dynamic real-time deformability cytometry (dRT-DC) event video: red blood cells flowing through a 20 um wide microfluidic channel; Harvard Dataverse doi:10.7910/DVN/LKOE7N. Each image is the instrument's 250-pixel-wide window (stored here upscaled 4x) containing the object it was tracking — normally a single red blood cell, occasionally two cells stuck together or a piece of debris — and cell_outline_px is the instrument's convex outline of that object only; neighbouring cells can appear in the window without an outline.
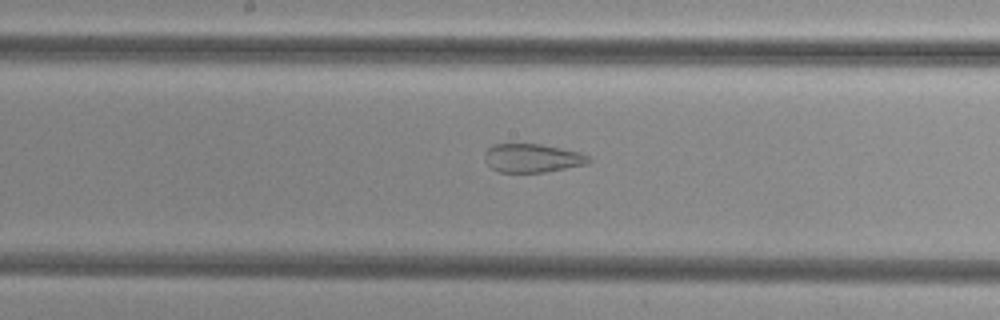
{"species": "common noctule bat (a hibernating species)", "species_latin": "Nyctalus noctula", "temperature_condition": "cold", "stored_images_in_passage": 38, "camera_frame_rate_fps": 3000, "um_per_image_px": 0.085, "animal": {"sex": "female", "body_mass_g": 29.2, "forearm_length_mm": 56.3}, "frame": {"image": 1, "passage_image": 13, "time_ms": 4.0, "image_size_px": [1000, 320], "cell_outline_px": [[592, 160], [588, 164], [544, 172], [496, 172], [484, 160], [484, 156], [488, 148], [496, 144], [540, 144], [580, 152], [592, 156]], "centroid_in_image_um": [45.28, 13.44], "position_along_channel_um": 202.9, "area_um2": 17.4}}
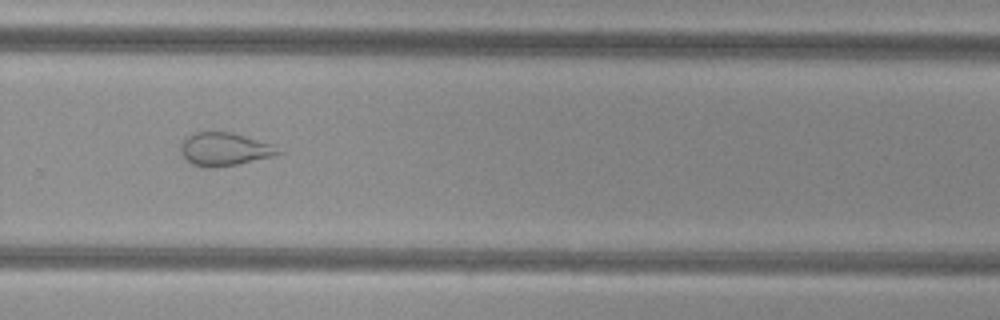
{"frame": {"image": 2, "passage_image": 21, "time_ms": 6.667, "image_size_px": [1000, 320], "cell_outline_px": [[284, 152], [276, 156], [236, 164], [212, 168], [208, 168], [192, 164], [180, 152], [180, 144], [192, 132], [232, 132], [272, 144]], "centroid_in_image_um": [19.1, 12.68], "position_along_channel_um": 310.7, "area_um2": 18.84}}
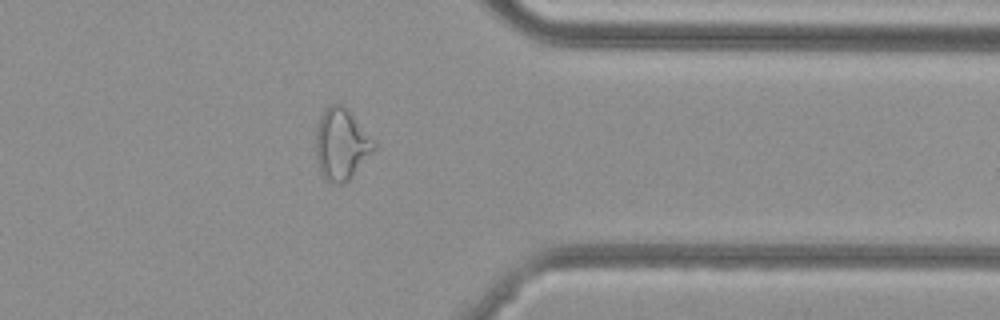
{"frame": {"image": 3, "passage_image": 27, "time_ms": 8.667, "image_size_px": [1000, 320], "cell_outline_px": [[376, 148], [352, 176], [344, 184], [336, 184], [328, 180], [320, 172], [316, 156], [316, 124], [324, 108], [332, 104], [344, 104], [376, 144]], "centroid_in_image_um": [28.99, 12.24], "position_along_channel_um": 382.4, "area_um2": 24.04}}